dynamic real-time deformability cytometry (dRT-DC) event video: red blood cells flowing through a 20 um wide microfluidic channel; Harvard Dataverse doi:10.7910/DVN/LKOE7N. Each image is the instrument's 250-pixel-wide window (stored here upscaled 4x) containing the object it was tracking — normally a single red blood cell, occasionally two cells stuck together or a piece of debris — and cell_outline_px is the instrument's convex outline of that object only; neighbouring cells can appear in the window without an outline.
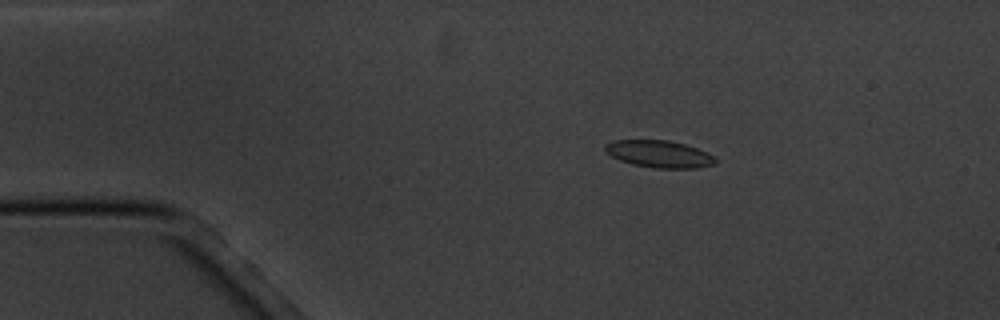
{"species": "common noctule bat (a hibernating species)", "species_latin": "Nyctalus noctula", "temperature_condition": "cold", "stored_images_in_passage": 6, "camera_frame_rate_fps": 3000, "um_per_image_px": 0.085, "animal": {"sex": "male", "body_mass_g": 20.1, "forearm_length_mm": 53.5}, "frame": {"image": 1, "passage_image": 3, "time_ms": 3.333, "image_size_px": [1000, 320], "cell_outline_px": [[716, 160], [712, 164], [696, 168], [656, 168], [632, 164], [620, 160], [604, 152], [604, 144], [612, 140], [668, 140], [684, 144], [708, 152], [716, 156]], "centroid_in_image_um": [56.0, 13.08], "position_along_channel_um": 29.0, "area_um2": 17.46}}
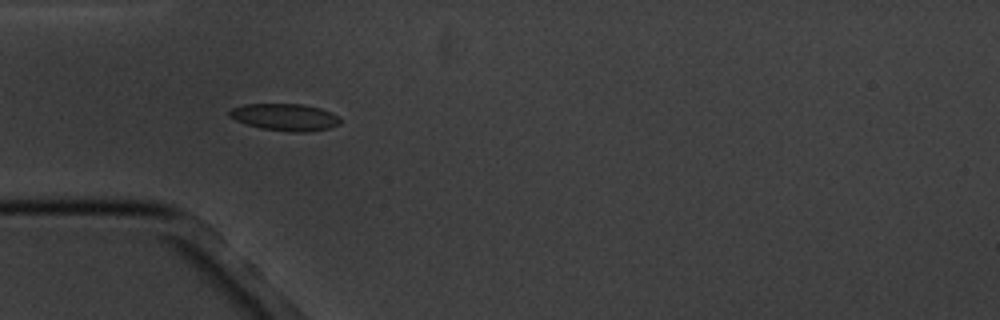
{"frame": {"image": 2, "passage_image": 5, "time_ms": 5.667, "image_size_px": [1000, 320], "cell_outline_px": [[340, 124], [328, 128], [304, 132], [292, 132], [260, 128], [236, 120], [228, 116], [228, 112], [232, 108], [244, 104], [304, 104], [320, 108], [332, 112], [340, 120]], "centroid_in_image_um": [24.21, 9.95], "position_along_channel_um": 60.8, "area_um2": 17.34}}
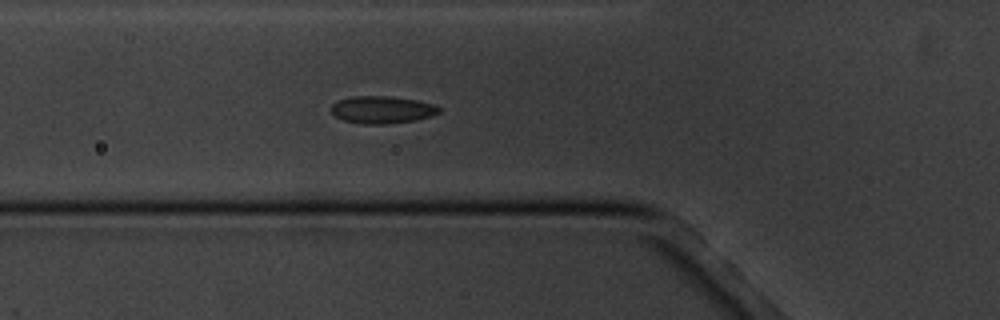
{"frame": {"image": 3, "passage_image": 6, "time_ms": 6.667, "image_size_px": [1000, 320], "cell_outline_px": [[440, 112], [432, 116], [416, 120], [388, 124], [364, 124], [344, 120], [336, 116], [328, 108], [332, 104], [340, 100], [352, 96], [388, 96], [416, 100], [436, 104], [440, 108]], "centroid_in_image_um": [32.5, 9.33], "position_along_channel_um": 93.3, "area_um2": 17.28}}